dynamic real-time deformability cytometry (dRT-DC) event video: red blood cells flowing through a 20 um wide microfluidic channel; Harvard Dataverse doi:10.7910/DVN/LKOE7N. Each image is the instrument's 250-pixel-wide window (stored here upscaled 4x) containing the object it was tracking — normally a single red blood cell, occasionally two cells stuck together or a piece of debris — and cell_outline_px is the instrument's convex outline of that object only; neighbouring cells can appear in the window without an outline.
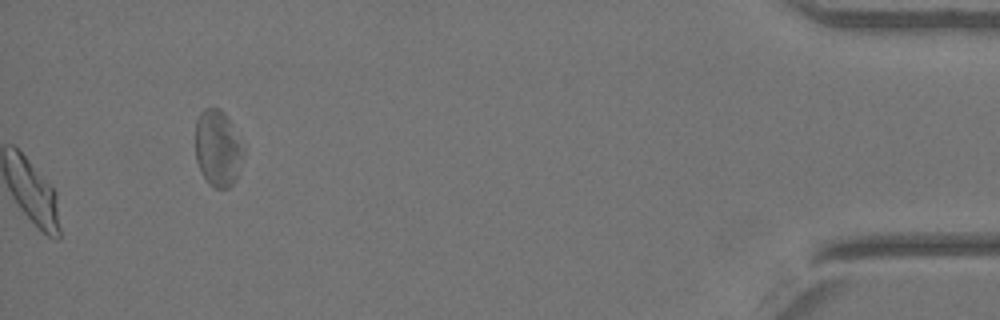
{"species": "Egyptian fruit bat (a non-hibernating species)", "species_latin": "Rousettus aegyptiacus", "temperature_condition": "warm", "stored_images_in_passage": 41, "segment_of_instrument_passage": [2, 2], "camera_frame_rate_fps": 3000, "um_per_image_px": 0.085, "animal": {"sex": "female"}, "frame": {"image": 1, "passage_image": 41, "time_ms": 13.333, "image_size_px": [1000, 320], "cell_outline_px": [[244, 152], [236, 176], [232, 184], [228, 188], [216, 188], [208, 184], [200, 172], [196, 160], [196, 120], [200, 112], [204, 108], [220, 108], [224, 112], [244, 148]], "centroid_in_image_um": [18.48, 12.61], "position_along_channel_um": 416.7, "area_um2": 21.21}}